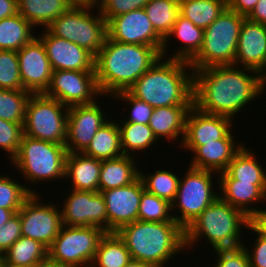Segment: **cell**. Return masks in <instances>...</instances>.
I'll use <instances>...</instances> for the list:
<instances>
[{"label":"cell","instance_id":"cell-44","mask_svg":"<svg viewBox=\"0 0 266 267\" xmlns=\"http://www.w3.org/2000/svg\"><path fill=\"white\" fill-rule=\"evenodd\" d=\"M149 0H99L97 6L102 17L108 22L112 17L144 8Z\"/></svg>","mask_w":266,"mask_h":267},{"label":"cell","instance_id":"cell-11","mask_svg":"<svg viewBox=\"0 0 266 267\" xmlns=\"http://www.w3.org/2000/svg\"><path fill=\"white\" fill-rule=\"evenodd\" d=\"M68 107L44 93L31 94L25 111L24 135L65 144Z\"/></svg>","mask_w":266,"mask_h":267},{"label":"cell","instance_id":"cell-55","mask_svg":"<svg viewBox=\"0 0 266 267\" xmlns=\"http://www.w3.org/2000/svg\"><path fill=\"white\" fill-rule=\"evenodd\" d=\"M36 267H61V266L47 261V262H44L40 265H36Z\"/></svg>","mask_w":266,"mask_h":267},{"label":"cell","instance_id":"cell-28","mask_svg":"<svg viewBox=\"0 0 266 267\" xmlns=\"http://www.w3.org/2000/svg\"><path fill=\"white\" fill-rule=\"evenodd\" d=\"M18 13L35 29H46L61 14L77 3L74 0H17Z\"/></svg>","mask_w":266,"mask_h":267},{"label":"cell","instance_id":"cell-24","mask_svg":"<svg viewBox=\"0 0 266 267\" xmlns=\"http://www.w3.org/2000/svg\"><path fill=\"white\" fill-rule=\"evenodd\" d=\"M203 36L204 30L202 28L196 27L190 20L179 14L170 33L163 41L161 55L163 58L179 59L189 62L201 49ZM172 38L175 41L177 40L176 42L179 41L178 46L173 50V54L169 49L171 45L173 47L175 44H172ZM168 50L171 55L168 54Z\"/></svg>","mask_w":266,"mask_h":267},{"label":"cell","instance_id":"cell-26","mask_svg":"<svg viewBox=\"0 0 266 267\" xmlns=\"http://www.w3.org/2000/svg\"><path fill=\"white\" fill-rule=\"evenodd\" d=\"M101 160L83 153H67L65 159V183L71 190L98 192Z\"/></svg>","mask_w":266,"mask_h":267},{"label":"cell","instance_id":"cell-16","mask_svg":"<svg viewBox=\"0 0 266 267\" xmlns=\"http://www.w3.org/2000/svg\"><path fill=\"white\" fill-rule=\"evenodd\" d=\"M107 36L116 42L153 46L160 52L164 41L144 8L112 17L107 22Z\"/></svg>","mask_w":266,"mask_h":267},{"label":"cell","instance_id":"cell-21","mask_svg":"<svg viewBox=\"0 0 266 267\" xmlns=\"http://www.w3.org/2000/svg\"><path fill=\"white\" fill-rule=\"evenodd\" d=\"M266 26L248 18L242 23L234 65L259 72L265 82Z\"/></svg>","mask_w":266,"mask_h":267},{"label":"cell","instance_id":"cell-19","mask_svg":"<svg viewBox=\"0 0 266 267\" xmlns=\"http://www.w3.org/2000/svg\"><path fill=\"white\" fill-rule=\"evenodd\" d=\"M145 189L139 177L130 185L101 191L107 213V232H117L126 224L138 220L141 195Z\"/></svg>","mask_w":266,"mask_h":267},{"label":"cell","instance_id":"cell-45","mask_svg":"<svg viewBox=\"0 0 266 267\" xmlns=\"http://www.w3.org/2000/svg\"><path fill=\"white\" fill-rule=\"evenodd\" d=\"M213 253L212 263L209 262L207 267H250L249 257L244 247L217 249ZM216 255H215V254ZM212 265H211V264ZM215 263V264H214Z\"/></svg>","mask_w":266,"mask_h":267},{"label":"cell","instance_id":"cell-13","mask_svg":"<svg viewBox=\"0 0 266 267\" xmlns=\"http://www.w3.org/2000/svg\"><path fill=\"white\" fill-rule=\"evenodd\" d=\"M102 97H99L92 104L68 108L65 141L67 153H83L90 145L98 129L109 120V117L117 118L118 114L108 115V111L104 110L106 105L104 108L101 106L102 102L99 100Z\"/></svg>","mask_w":266,"mask_h":267},{"label":"cell","instance_id":"cell-7","mask_svg":"<svg viewBox=\"0 0 266 267\" xmlns=\"http://www.w3.org/2000/svg\"><path fill=\"white\" fill-rule=\"evenodd\" d=\"M246 17L227 8L205 30L199 52L189 61L192 69L234 65L240 29Z\"/></svg>","mask_w":266,"mask_h":267},{"label":"cell","instance_id":"cell-4","mask_svg":"<svg viewBox=\"0 0 266 267\" xmlns=\"http://www.w3.org/2000/svg\"><path fill=\"white\" fill-rule=\"evenodd\" d=\"M128 91L152 108L193 106V69L188 61L161 57Z\"/></svg>","mask_w":266,"mask_h":267},{"label":"cell","instance_id":"cell-56","mask_svg":"<svg viewBox=\"0 0 266 267\" xmlns=\"http://www.w3.org/2000/svg\"><path fill=\"white\" fill-rule=\"evenodd\" d=\"M4 266V253L0 252V267Z\"/></svg>","mask_w":266,"mask_h":267},{"label":"cell","instance_id":"cell-31","mask_svg":"<svg viewBox=\"0 0 266 267\" xmlns=\"http://www.w3.org/2000/svg\"><path fill=\"white\" fill-rule=\"evenodd\" d=\"M228 8V0H179V14L205 30Z\"/></svg>","mask_w":266,"mask_h":267},{"label":"cell","instance_id":"cell-17","mask_svg":"<svg viewBox=\"0 0 266 267\" xmlns=\"http://www.w3.org/2000/svg\"><path fill=\"white\" fill-rule=\"evenodd\" d=\"M234 123L232 118L206 114L192 106L186 117L185 135L180 148L191 154L197 146L224 139L236 128Z\"/></svg>","mask_w":266,"mask_h":267},{"label":"cell","instance_id":"cell-34","mask_svg":"<svg viewBox=\"0 0 266 267\" xmlns=\"http://www.w3.org/2000/svg\"><path fill=\"white\" fill-rule=\"evenodd\" d=\"M131 255L116 232H106L101 238L90 267H124Z\"/></svg>","mask_w":266,"mask_h":267},{"label":"cell","instance_id":"cell-43","mask_svg":"<svg viewBox=\"0 0 266 267\" xmlns=\"http://www.w3.org/2000/svg\"><path fill=\"white\" fill-rule=\"evenodd\" d=\"M23 135V124L0 119V148L9 162L17 155Z\"/></svg>","mask_w":266,"mask_h":267},{"label":"cell","instance_id":"cell-9","mask_svg":"<svg viewBox=\"0 0 266 267\" xmlns=\"http://www.w3.org/2000/svg\"><path fill=\"white\" fill-rule=\"evenodd\" d=\"M186 167L184 176H180L176 198L171 204L173 219L184 230L219 197V192H216L219 191L218 173L189 165Z\"/></svg>","mask_w":266,"mask_h":267},{"label":"cell","instance_id":"cell-23","mask_svg":"<svg viewBox=\"0 0 266 267\" xmlns=\"http://www.w3.org/2000/svg\"><path fill=\"white\" fill-rule=\"evenodd\" d=\"M231 131L224 139L206 145L197 146L191 155L188 165L196 169L211 170L216 173L225 171L235 154L242 148L245 141H238ZM235 135V136H234ZM236 139V140H235Z\"/></svg>","mask_w":266,"mask_h":267},{"label":"cell","instance_id":"cell-25","mask_svg":"<svg viewBox=\"0 0 266 267\" xmlns=\"http://www.w3.org/2000/svg\"><path fill=\"white\" fill-rule=\"evenodd\" d=\"M192 106H167L154 108L149 121V127L152 129L154 136L159 141L160 139L175 142L177 148L183 142L185 135L186 117ZM163 138V139H162ZM180 140V141H179Z\"/></svg>","mask_w":266,"mask_h":267},{"label":"cell","instance_id":"cell-49","mask_svg":"<svg viewBox=\"0 0 266 267\" xmlns=\"http://www.w3.org/2000/svg\"><path fill=\"white\" fill-rule=\"evenodd\" d=\"M249 224L258 234L266 237V206L260 208L249 218Z\"/></svg>","mask_w":266,"mask_h":267},{"label":"cell","instance_id":"cell-15","mask_svg":"<svg viewBox=\"0 0 266 267\" xmlns=\"http://www.w3.org/2000/svg\"><path fill=\"white\" fill-rule=\"evenodd\" d=\"M58 199L62 225L95 226L107 232V213L101 192L71 190ZM63 198V199H62ZM61 204V205H60Z\"/></svg>","mask_w":266,"mask_h":267},{"label":"cell","instance_id":"cell-12","mask_svg":"<svg viewBox=\"0 0 266 267\" xmlns=\"http://www.w3.org/2000/svg\"><path fill=\"white\" fill-rule=\"evenodd\" d=\"M42 196L45 195L32 194L21 206L18 213L21 220L22 236L39 241L49 248L62 227L61 209L58 200L48 202V199L46 198L45 201Z\"/></svg>","mask_w":266,"mask_h":267},{"label":"cell","instance_id":"cell-47","mask_svg":"<svg viewBox=\"0 0 266 267\" xmlns=\"http://www.w3.org/2000/svg\"><path fill=\"white\" fill-rule=\"evenodd\" d=\"M21 236L20 215L16 213L0 227V252L7 251Z\"/></svg>","mask_w":266,"mask_h":267},{"label":"cell","instance_id":"cell-10","mask_svg":"<svg viewBox=\"0 0 266 267\" xmlns=\"http://www.w3.org/2000/svg\"><path fill=\"white\" fill-rule=\"evenodd\" d=\"M105 233L95 226L62 225L48 248V261L61 267H90Z\"/></svg>","mask_w":266,"mask_h":267},{"label":"cell","instance_id":"cell-36","mask_svg":"<svg viewBox=\"0 0 266 267\" xmlns=\"http://www.w3.org/2000/svg\"><path fill=\"white\" fill-rule=\"evenodd\" d=\"M156 168L157 170H153L150 173L144 172L142 168L140 169V178L143 181L145 190L172 204L177 195L180 174L172 171V169L171 171L169 169L166 170L165 167L162 169L161 167Z\"/></svg>","mask_w":266,"mask_h":267},{"label":"cell","instance_id":"cell-30","mask_svg":"<svg viewBox=\"0 0 266 267\" xmlns=\"http://www.w3.org/2000/svg\"><path fill=\"white\" fill-rule=\"evenodd\" d=\"M83 154L99 160L115 159L124 155L121 148L120 129L115 118L110 117L98 129Z\"/></svg>","mask_w":266,"mask_h":267},{"label":"cell","instance_id":"cell-57","mask_svg":"<svg viewBox=\"0 0 266 267\" xmlns=\"http://www.w3.org/2000/svg\"><path fill=\"white\" fill-rule=\"evenodd\" d=\"M3 267H36V265H30V266H6L4 265Z\"/></svg>","mask_w":266,"mask_h":267},{"label":"cell","instance_id":"cell-46","mask_svg":"<svg viewBox=\"0 0 266 267\" xmlns=\"http://www.w3.org/2000/svg\"><path fill=\"white\" fill-rule=\"evenodd\" d=\"M246 231L247 234L252 233L249 234L252 235V237L254 235L256 236L255 239L250 237V241H247L249 243L253 239V243H249V246L250 244L252 246H250L251 249L248 247V243L245 241V239L242 245L248 254L250 267H266V237L258 234L250 225L248 226Z\"/></svg>","mask_w":266,"mask_h":267},{"label":"cell","instance_id":"cell-40","mask_svg":"<svg viewBox=\"0 0 266 267\" xmlns=\"http://www.w3.org/2000/svg\"><path fill=\"white\" fill-rule=\"evenodd\" d=\"M31 195L19 179L9 173H0V208L12 210L16 214Z\"/></svg>","mask_w":266,"mask_h":267},{"label":"cell","instance_id":"cell-1","mask_svg":"<svg viewBox=\"0 0 266 267\" xmlns=\"http://www.w3.org/2000/svg\"><path fill=\"white\" fill-rule=\"evenodd\" d=\"M265 85L259 72L245 67L193 69V106L203 113L227 116L236 122L241 111L245 113L250 103L264 96Z\"/></svg>","mask_w":266,"mask_h":267},{"label":"cell","instance_id":"cell-27","mask_svg":"<svg viewBox=\"0 0 266 267\" xmlns=\"http://www.w3.org/2000/svg\"><path fill=\"white\" fill-rule=\"evenodd\" d=\"M139 157L122 155L115 159L101 160L98 192L130 185L140 177Z\"/></svg>","mask_w":266,"mask_h":267},{"label":"cell","instance_id":"cell-54","mask_svg":"<svg viewBox=\"0 0 266 267\" xmlns=\"http://www.w3.org/2000/svg\"><path fill=\"white\" fill-rule=\"evenodd\" d=\"M77 4H96L99 0H74Z\"/></svg>","mask_w":266,"mask_h":267},{"label":"cell","instance_id":"cell-50","mask_svg":"<svg viewBox=\"0 0 266 267\" xmlns=\"http://www.w3.org/2000/svg\"><path fill=\"white\" fill-rule=\"evenodd\" d=\"M247 18L266 26V0H259L254 10Z\"/></svg>","mask_w":266,"mask_h":267},{"label":"cell","instance_id":"cell-58","mask_svg":"<svg viewBox=\"0 0 266 267\" xmlns=\"http://www.w3.org/2000/svg\"><path fill=\"white\" fill-rule=\"evenodd\" d=\"M265 83H266V64H265Z\"/></svg>","mask_w":266,"mask_h":267},{"label":"cell","instance_id":"cell-14","mask_svg":"<svg viewBox=\"0 0 266 267\" xmlns=\"http://www.w3.org/2000/svg\"><path fill=\"white\" fill-rule=\"evenodd\" d=\"M66 107L94 103L101 93L96 83L95 72L52 71L51 81L44 93Z\"/></svg>","mask_w":266,"mask_h":267},{"label":"cell","instance_id":"cell-5","mask_svg":"<svg viewBox=\"0 0 266 267\" xmlns=\"http://www.w3.org/2000/svg\"><path fill=\"white\" fill-rule=\"evenodd\" d=\"M249 225V217L244 212L218 197L185 229L187 252L204 238L212 251L242 247L244 230Z\"/></svg>","mask_w":266,"mask_h":267},{"label":"cell","instance_id":"cell-37","mask_svg":"<svg viewBox=\"0 0 266 267\" xmlns=\"http://www.w3.org/2000/svg\"><path fill=\"white\" fill-rule=\"evenodd\" d=\"M144 10L155 31L165 39L179 15V0H149Z\"/></svg>","mask_w":266,"mask_h":267},{"label":"cell","instance_id":"cell-20","mask_svg":"<svg viewBox=\"0 0 266 267\" xmlns=\"http://www.w3.org/2000/svg\"><path fill=\"white\" fill-rule=\"evenodd\" d=\"M36 36L42 41L51 68L66 71L95 72V56L83 47L56 37L47 29Z\"/></svg>","mask_w":266,"mask_h":267},{"label":"cell","instance_id":"cell-33","mask_svg":"<svg viewBox=\"0 0 266 267\" xmlns=\"http://www.w3.org/2000/svg\"><path fill=\"white\" fill-rule=\"evenodd\" d=\"M48 261V248L41 242L21 236L4 252V265L30 266Z\"/></svg>","mask_w":266,"mask_h":267},{"label":"cell","instance_id":"cell-8","mask_svg":"<svg viewBox=\"0 0 266 267\" xmlns=\"http://www.w3.org/2000/svg\"><path fill=\"white\" fill-rule=\"evenodd\" d=\"M46 29L56 37L85 48L94 56L103 47L107 37V22L95 4L74 5Z\"/></svg>","mask_w":266,"mask_h":267},{"label":"cell","instance_id":"cell-35","mask_svg":"<svg viewBox=\"0 0 266 267\" xmlns=\"http://www.w3.org/2000/svg\"><path fill=\"white\" fill-rule=\"evenodd\" d=\"M120 129L121 148L124 155L134 156L152 150L158 142L152 129L146 124L117 123ZM151 148V149H150ZM140 151V152H139ZM145 151V152H144Z\"/></svg>","mask_w":266,"mask_h":267},{"label":"cell","instance_id":"cell-41","mask_svg":"<svg viewBox=\"0 0 266 267\" xmlns=\"http://www.w3.org/2000/svg\"><path fill=\"white\" fill-rule=\"evenodd\" d=\"M111 98L125 103V107L122 109V111H129L126 112V114L128 113L129 115L124 113L123 116L120 114L119 117H122L121 119L117 118V123L149 124L154 108L148 105L145 101L134 97L129 91L119 92L113 95Z\"/></svg>","mask_w":266,"mask_h":267},{"label":"cell","instance_id":"cell-3","mask_svg":"<svg viewBox=\"0 0 266 267\" xmlns=\"http://www.w3.org/2000/svg\"><path fill=\"white\" fill-rule=\"evenodd\" d=\"M116 233L125 243L133 260L155 267H173L170 261L176 264L178 260L175 257L187 252L185 230L176 221L136 220L124 225Z\"/></svg>","mask_w":266,"mask_h":267},{"label":"cell","instance_id":"cell-22","mask_svg":"<svg viewBox=\"0 0 266 267\" xmlns=\"http://www.w3.org/2000/svg\"><path fill=\"white\" fill-rule=\"evenodd\" d=\"M218 190L222 200L241 210L249 218L261 208L259 204L266 202V186L235 180L226 171L218 174Z\"/></svg>","mask_w":266,"mask_h":267},{"label":"cell","instance_id":"cell-42","mask_svg":"<svg viewBox=\"0 0 266 267\" xmlns=\"http://www.w3.org/2000/svg\"><path fill=\"white\" fill-rule=\"evenodd\" d=\"M0 89L24 90L17 51L0 50Z\"/></svg>","mask_w":266,"mask_h":267},{"label":"cell","instance_id":"cell-52","mask_svg":"<svg viewBox=\"0 0 266 267\" xmlns=\"http://www.w3.org/2000/svg\"><path fill=\"white\" fill-rule=\"evenodd\" d=\"M15 213L12 210L0 208V227L4 225Z\"/></svg>","mask_w":266,"mask_h":267},{"label":"cell","instance_id":"cell-32","mask_svg":"<svg viewBox=\"0 0 266 267\" xmlns=\"http://www.w3.org/2000/svg\"><path fill=\"white\" fill-rule=\"evenodd\" d=\"M34 31L35 28L19 13L1 19L0 50L19 51L36 36Z\"/></svg>","mask_w":266,"mask_h":267},{"label":"cell","instance_id":"cell-53","mask_svg":"<svg viewBox=\"0 0 266 267\" xmlns=\"http://www.w3.org/2000/svg\"><path fill=\"white\" fill-rule=\"evenodd\" d=\"M124 267H155L152 264L131 259Z\"/></svg>","mask_w":266,"mask_h":267},{"label":"cell","instance_id":"cell-18","mask_svg":"<svg viewBox=\"0 0 266 267\" xmlns=\"http://www.w3.org/2000/svg\"><path fill=\"white\" fill-rule=\"evenodd\" d=\"M17 56L23 89L31 94L45 93L53 70L42 41L35 36L17 51Z\"/></svg>","mask_w":266,"mask_h":267},{"label":"cell","instance_id":"cell-48","mask_svg":"<svg viewBox=\"0 0 266 267\" xmlns=\"http://www.w3.org/2000/svg\"><path fill=\"white\" fill-rule=\"evenodd\" d=\"M259 0H228V8L239 15L248 17Z\"/></svg>","mask_w":266,"mask_h":267},{"label":"cell","instance_id":"cell-2","mask_svg":"<svg viewBox=\"0 0 266 267\" xmlns=\"http://www.w3.org/2000/svg\"><path fill=\"white\" fill-rule=\"evenodd\" d=\"M162 57L153 46L121 43L106 37L95 56V76L102 96L128 91Z\"/></svg>","mask_w":266,"mask_h":267},{"label":"cell","instance_id":"cell-38","mask_svg":"<svg viewBox=\"0 0 266 267\" xmlns=\"http://www.w3.org/2000/svg\"><path fill=\"white\" fill-rule=\"evenodd\" d=\"M30 95L25 90L0 89V119L23 124Z\"/></svg>","mask_w":266,"mask_h":267},{"label":"cell","instance_id":"cell-6","mask_svg":"<svg viewBox=\"0 0 266 267\" xmlns=\"http://www.w3.org/2000/svg\"><path fill=\"white\" fill-rule=\"evenodd\" d=\"M65 144H56L23 135L17 155L11 160L17 174L31 194L38 192L40 184L65 180ZM55 180V181H54ZM30 182V183H29ZM27 183V184H26ZM39 183V184H38ZM32 185V186H30ZM38 186L35 188L34 186Z\"/></svg>","mask_w":266,"mask_h":267},{"label":"cell","instance_id":"cell-39","mask_svg":"<svg viewBox=\"0 0 266 267\" xmlns=\"http://www.w3.org/2000/svg\"><path fill=\"white\" fill-rule=\"evenodd\" d=\"M138 220L146 222L175 221L172 216V205L167 200L144 189L140 199Z\"/></svg>","mask_w":266,"mask_h":267},{"label":"cell","instance_id":"cell-29","mask_svg":"<svg viewBox=\"0 0 266 267\" xmlns=\"http://www.w3.org/2000/svg\"><path fill=\"white\" fill-rule=\"evenodd\" d=\"M249 148L244 144L225 171L235 180L256 186H266L265 165L259 162L256 150L254 152L255 148Z\"/></svg>","mask_w":266,"mask_h":267},{"label":"cell","instance_id":"cell-51","mask_svg":"<svg viewBox=\"0 0 266 267\" xmlns=\"http://www.w3.org/2000/svg\"><path fill=\"white\" fill-rule=\"evenodd\" d=\"M18 13L17 0H0V20Z\"/></svg>","mask_w":266,"mask_h":267}]
</instances>
